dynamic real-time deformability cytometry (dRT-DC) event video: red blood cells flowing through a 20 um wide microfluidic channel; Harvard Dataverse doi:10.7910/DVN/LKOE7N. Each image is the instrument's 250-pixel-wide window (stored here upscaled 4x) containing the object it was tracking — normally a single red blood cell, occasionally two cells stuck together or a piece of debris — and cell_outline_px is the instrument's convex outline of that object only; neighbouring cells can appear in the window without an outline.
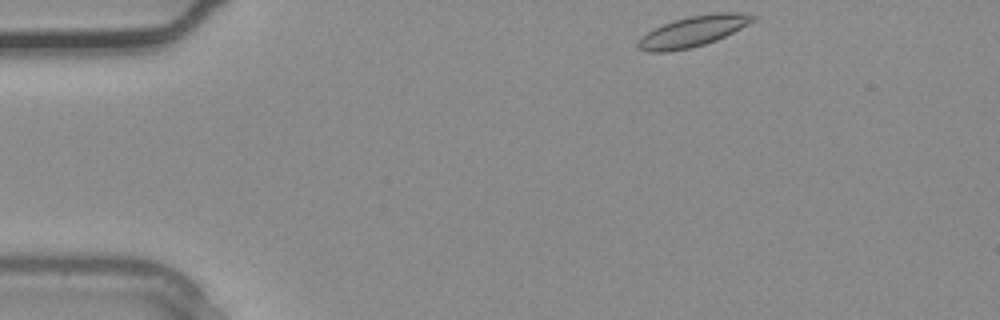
{"species": "common noctule bat (a hibernating species)", "species_latin": "Nyctalus noctula", "temperature_condition": "warm", "stored_images_in_passage": 32, "camera_frame_rate_fps": 3000, "um_per_image_px": 0.085, "animal": {"sex": "male", "body_mass_g": 20.4}, "frame": {"image": 1, "passage_image": 1, "time_ms": 0.0, "image_size_px": [1000, 320], "cell_outline_px": [[756, 20], [716, 40], [692, 48], [668, 52], [648, 52], [640, 48], [636, 44], [648, 32], [664, 24], [688, 16], [720, 12], [740, 12], [756, 16]], "centroid_in_image_um": [58.94, 2.66], "position_along_channel_um": 26.1, "area_um2": 20.11}}
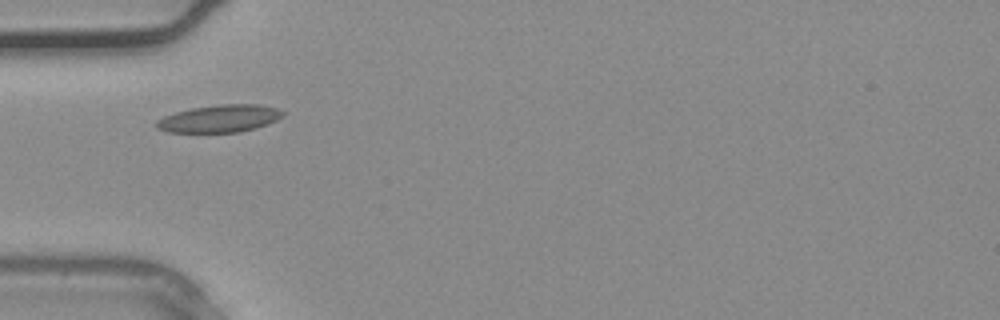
{"frame": {"image": 2, "passage_image": 7, "time_ms": 2.0, "image_size_px": [1000, 320], "cell_outline_px": [[284, 116], [268, 124], [240, 132], [168, 132], [156, 128], [152, 124], [156, 120], [164, 116], [176, 112], [192, 108], [220, 104], [260, 104], [276, 108], [284, 112]], "centroid_in_image_um": [18.64, 10.08], "position_along_channel_um": 66.4, "area_um2": 20.29}}